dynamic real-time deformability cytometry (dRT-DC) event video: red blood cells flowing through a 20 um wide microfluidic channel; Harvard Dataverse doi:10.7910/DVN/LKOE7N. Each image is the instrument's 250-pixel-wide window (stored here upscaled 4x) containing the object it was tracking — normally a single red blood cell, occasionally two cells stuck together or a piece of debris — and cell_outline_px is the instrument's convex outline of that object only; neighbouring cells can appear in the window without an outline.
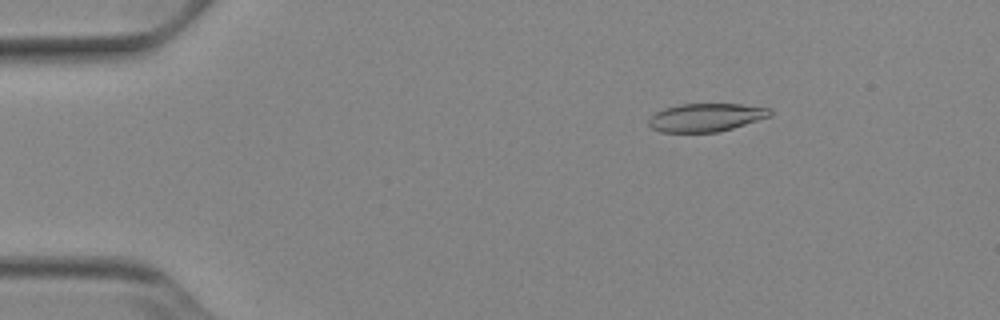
{"species": "Egyptian fruit bat (a non-hibernating species)", "species_latin": "Rousettus aegyptiacus", "temperature_condition": "cold", "stored_images_in_passage": 52, "camera_frame_rate_fps": 3000, "um_per_image_px": 0.085, "animal": {"sex": "female"}, "frame": {"image": 1, "passage_image": 8, "time_ms": 2.333, "image_size_px": [1000, 320], "cell_outline_px": [[772, 116], [732, 128], [716, 132], [660, 132], [652, 128], [648, 124], [648, 120], [656, 112], [664, 108], [680, 104], [740, 104], [768, 108], [772, 112]], "centroid_in_image_um": [60.0, 9.98], "position_along_channel_um": 25.0, "area_um2": 19.83}}
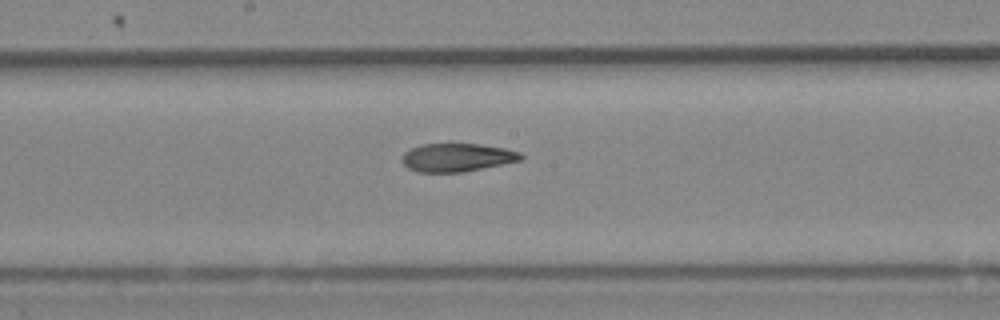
{"frame": {"image": 2, "passage_image": 28, "time_ms": 9.0, "image_size_px": [1000, 320], "cell_outline_px": [[524, 156], [520, 160], [460, 172], [416, 172], [408, 168], [400, 160], [404, 152], [420, 144], [480, 144], [504, 148], [520, 152]], "centroid_in_image_um": [38.79, 13.38], "position_along_channel_um": 209.4, "area_um2": 19.36}}
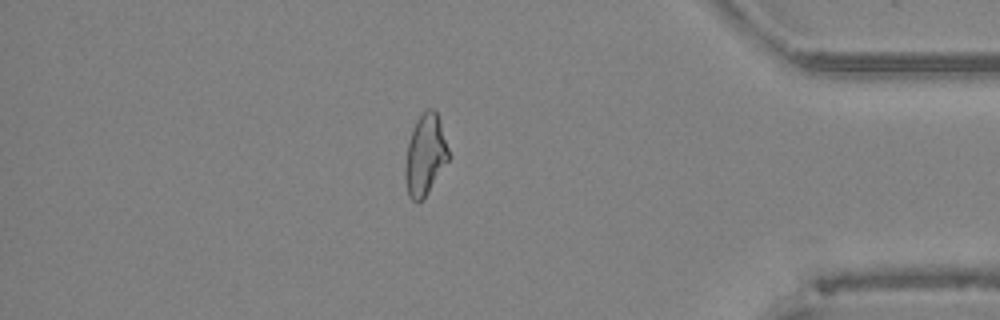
{"frame": {"image": 3, "passage_image": 45, "time_ms": 14.667, "image_size_px": [1000, 320], "cell_outline_px": [[448, 160], [424, 196], [416, 204], [408, 196], [404, 176], [404, 164], [408, 144], [412, 128], [416, 120], [428, 108], [432, 108], [436, 112], [440, 120], [448, 148]], "centroid_in_image_um": [36.1, 13.16], "position_along_channel_um": 399.1, "area_um2": 20.11}, "authors_computed_cell_mechanics": {"area_um2": 20.8947, "velocity_mm_per_s": 3.8959, "shape_relaxation_time_tau1_ms": 8.257, "shape_relaxation_time_tau2_ms": 3.3241, "deformation_change_tau1": 0.1826, "deformation_change_tau2": 0.1154}}